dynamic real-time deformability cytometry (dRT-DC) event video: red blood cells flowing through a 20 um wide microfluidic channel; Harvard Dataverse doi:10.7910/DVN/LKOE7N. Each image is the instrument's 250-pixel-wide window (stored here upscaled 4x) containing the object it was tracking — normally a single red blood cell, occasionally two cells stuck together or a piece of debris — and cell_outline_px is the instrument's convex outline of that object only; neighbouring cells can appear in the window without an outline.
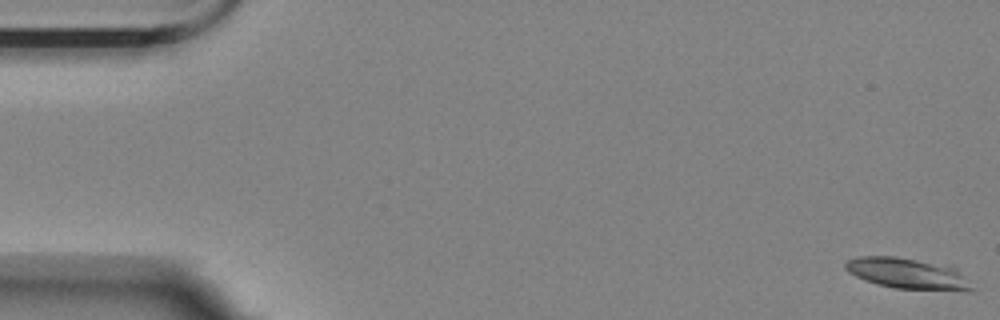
{"species": "Egyptian fruit bat (a non-hibernating species)", "species_latin": "Rousettus aegyptiacus", "temperature_condition": "room temperature", "stored_images_in_passage": 14, "camera_frame_rate_fps": 3000, "um_per_image_px": 0.085, "animal": {"sex": "female"}, "frame": {"image": 1, "passage_image": 1, "time_ms": 0.0, "image_size_px": [1000, 320], "cell_outline_px": [[972, 288], [896, 288], [876, 284], [864, 280], [848, 272], [844, 268], [844, 264], [848, 260], [856, 256], [896, 256], [952, 264], [956, 268]], "centroid_in_image_um": [76.99, 23.16], "position_along_channel_um": 8.0, "area_um2": 22.14}}
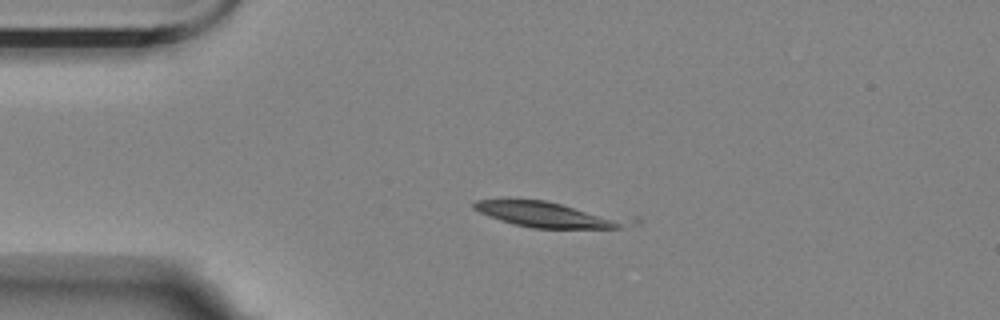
{"frame": {"image": 2, "passage_image": 13, "time_ms": 4.0, "image_size_px": [1000, 320], "cell_outline_px": [[640, 224], [620, 228], [532, 228], [512, 224], [500, 220], [480, 212], [472, 208], [472, 204], [476, 200], [504, 196], [508, 196], [544, 200], [636, 216], [640, 220]], "centroid_in_image_um": [46.81, 18.2], "position_along_channel_um": 38.2, "area_um2": 25.26}}